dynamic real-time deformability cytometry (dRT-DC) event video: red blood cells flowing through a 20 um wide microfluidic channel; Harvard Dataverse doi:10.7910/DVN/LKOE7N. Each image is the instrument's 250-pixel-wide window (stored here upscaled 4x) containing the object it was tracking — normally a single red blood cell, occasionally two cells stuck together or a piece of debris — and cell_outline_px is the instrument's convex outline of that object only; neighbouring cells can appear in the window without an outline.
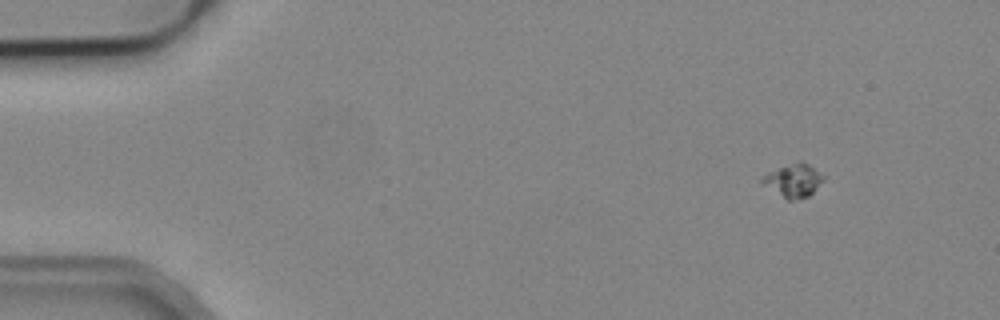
{"species": "common noctule bat (a hibernating species)", "species_latin": "Nyctalus noctula", "temperature_condition": "cold", "stored_images_in_passage": 4, "camera_frame_rate_fps": 3000, "um_per_image_px": 0.085, "animal": {"sex": "male", "body_mass_g": 19.2, "forearm_length_mm": 51.8}, "frame": {"image": 1, "passage_image": 1, "time_ms": 0.0, "image_size_px": [1000, 320], "cell_outline_px": [[824, 180], [808, 196], [792, 200], [788, 200], [760, 184], [760, 180], [768, 172], [800, 160], [808, 164], [824, 176]], "centroid_in_image_um": [67.41, 15.34], "position_along_channel_um": 17.6, "area_um2": 11.68}}
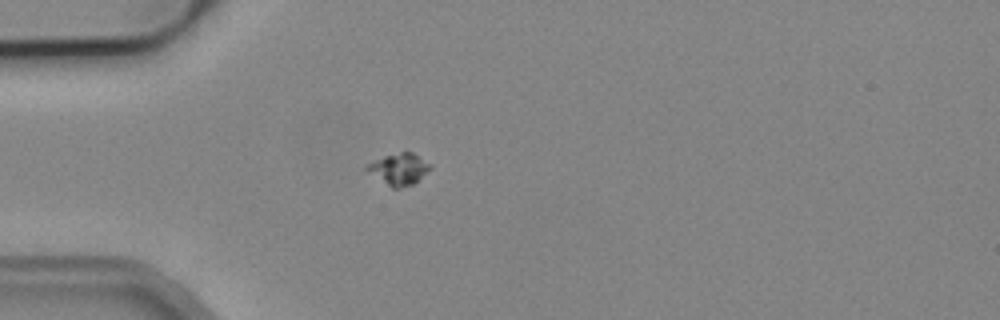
{"frame": {"image": 2, "passage_image": 4, "time_ms": 3.333, "image_size_px": [1000, 320], "cell_outline_px": [[432, 168], [412, 184], [400, 188], [392, 188], [364, 168], [368, 164], [384, 156], [400, 152], [412, 152], [432, 164]], "centroid_in_image_um": [33.95, 14.36], "position_along_channel_um": 51.1, "area_um2": 11.33}}